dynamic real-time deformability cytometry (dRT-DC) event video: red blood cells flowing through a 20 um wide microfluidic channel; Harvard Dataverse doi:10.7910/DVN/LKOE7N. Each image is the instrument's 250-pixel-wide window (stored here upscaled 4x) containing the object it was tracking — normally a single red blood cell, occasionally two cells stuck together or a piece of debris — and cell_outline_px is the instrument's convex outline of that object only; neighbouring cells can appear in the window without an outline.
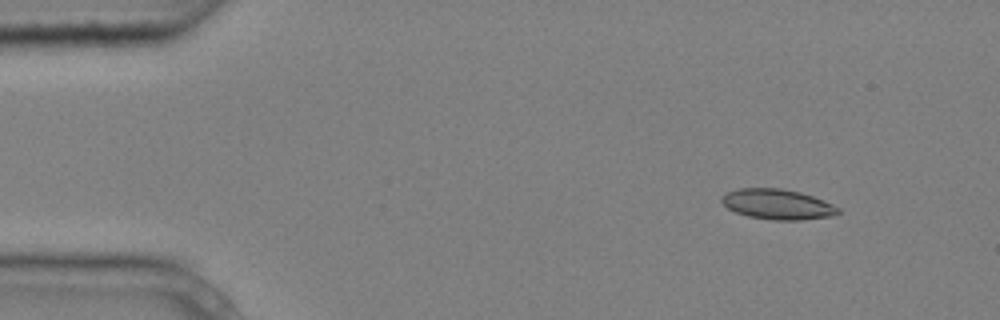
{"species": "common noctule bat (a hibernating species)", "species_latin": "Nyctalus noctula", "temperature_condition": "cold", "stored_images_in_passage": 4, "camera_frame_rate_fps": 3000, "um_per_image_px": 0.085, "animal": {"sex": "male", "body_mass_g": 20.4}, "frame": {"image": 1, "passage_image": 1, "time_ms": 0.0, "image_size_px": [1000, 320], "cell_outline_px": [[840, 212], [832, 216], [800, 220], [772, 220], [748, 216], [736, 212], [728, 208], [720, 200], [728, 192], [736, 188], [780, 188], [800, 192], [824, 200], [840, 208]], "centroid_in_image_um": [66.11, 17.36], "position_along_channel_um": 18.9, "area_um2": 20.46}}
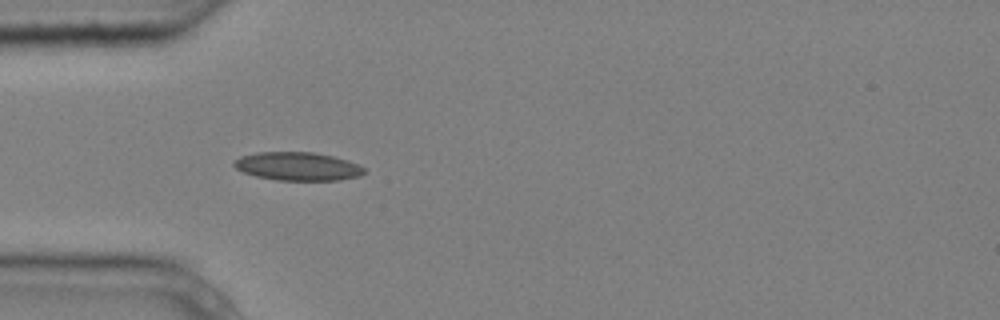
{"frame": {"image": 2, "passage_image": 3, "time_ms": 0.667, "image_size_px": [1000, 320], "cell_outline_px": [[364, 172], [360, 176], [340, 180], [276, 180], [256, 176], [244, 172], [236, 168], [232, 164], [232, 160], [240, 156], [256, 152], [312, 152], [332, 156], [348, 160], [360, 164], [364, 168]], "centroid_in_image_um": [25.29, 14.13], "position_along_channel_um": 59.7, "area_um2": 21.62}}
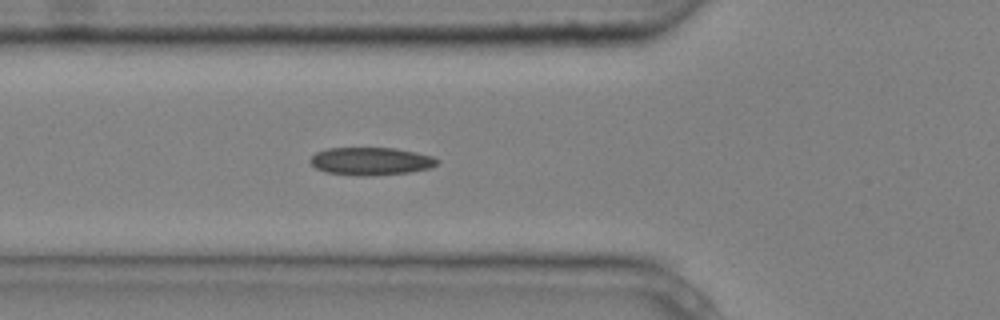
{"frame": {"image": 3, "passage_image": 4, "time_ms": 1.0, "image_size_px": [1000, 320], "cell_outline_px": [[440, 160], [432, 168], [412, 172], [372, 176], [356, 176], [324, 172], [316, 168], [308, 160], [316, 152], [328, 148], [396, 148], [416, 152], [432, 156]], "centroid_in_image_um": [31.53, 13.71], "position_along_channel_um": 94.3, "area_um2": 20.87}}